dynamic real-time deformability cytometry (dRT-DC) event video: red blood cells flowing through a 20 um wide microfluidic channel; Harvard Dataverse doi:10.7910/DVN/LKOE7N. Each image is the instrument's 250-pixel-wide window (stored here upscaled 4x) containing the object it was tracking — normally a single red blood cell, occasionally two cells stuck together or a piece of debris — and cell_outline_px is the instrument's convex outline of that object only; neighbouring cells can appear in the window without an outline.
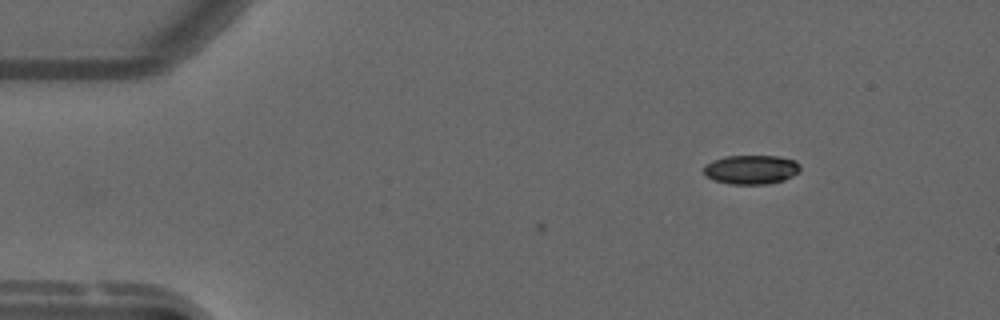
{"species": "common noctule bat (a hibernating species)", "species_latin": "Nyctalus noctula", "temperature_condition": "warm", "stored_images_in_passage": 9, "camera_frame_rate_fps": 3000, "um_per_image_px": 0.085, "animal": {"sex": "male", "forearm_length_mm": 52.5}, "frame": {"image": 1, "passage_image": 9, "time_ms": 2.667, "image_size_px": [1000, 320], "cell_outline_px": [[800, 172], [784, 180], [768, 184], [732, 184], [716, 180], [708, 176], [704, 172], [704, 164], [712, 160], [724, 156], [776, 156], [796, 160], [800, 164]], "centroid_in_image_um": [63.88, 14.4], "position_along_channel_um": 21.1, "area_um2": 16.42}}